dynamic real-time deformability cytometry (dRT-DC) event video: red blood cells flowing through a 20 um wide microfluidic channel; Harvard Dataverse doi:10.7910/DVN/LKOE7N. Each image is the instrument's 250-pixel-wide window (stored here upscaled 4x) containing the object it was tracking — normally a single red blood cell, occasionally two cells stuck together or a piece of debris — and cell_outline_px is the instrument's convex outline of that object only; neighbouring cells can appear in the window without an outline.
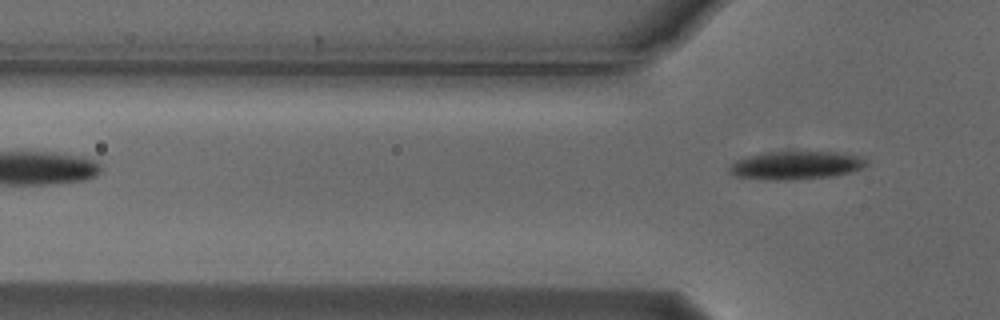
{"species": "Egyptian fruit bat (a non-hibernating species)", "species_latin": "Rousettus aegyptiacus", "temperature_condition": "cold", "stored_images_in_passage": 5, "camera_frame_rate_fps": 3000, "um_per_image_px": 0.085, "animal": {"sex": "male"}, "frame": {"image": 1, "passage_image": 5, "time_ms": 1.333, "image_size_px": [1000, 320], "cell_outline_px": [[868, 164], [852, 172], [832, 176], [792, 180], [764, 180], [736, 176], [728, 172], [728, 168], [736, 160], [748, 156], [772, 152], [836, 152], [860, 156], [868, 160]], "centroid_in_image_um": [67.66, 14.06], "position_along_channel_um": 58.1, "area_um2": 22.48}}